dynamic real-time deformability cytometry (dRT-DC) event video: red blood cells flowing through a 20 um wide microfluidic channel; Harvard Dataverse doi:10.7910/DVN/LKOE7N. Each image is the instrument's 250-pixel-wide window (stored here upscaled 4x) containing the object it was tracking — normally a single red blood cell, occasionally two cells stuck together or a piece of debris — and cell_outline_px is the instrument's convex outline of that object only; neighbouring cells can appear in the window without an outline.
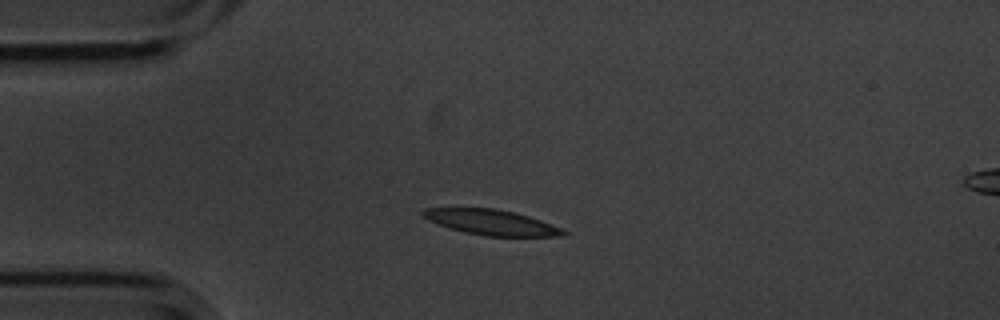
{"species": "common noctule bat (a hibernating species)", "species_latin": "Nyctalus noctula", "temperature_condition": "cold", "stored_images_in_passage": 44, "camera_frame_rate_fps": 3000, "um_per_image_px": 0.085, "animal": {"sex": "male", "body_mass_g": 20.1, "forearm_length_mm": 53.5}, "frame": {"image": 1, "passage_image": 1, "time_ms": 0.0, "image_size_px": [1000, 320], "cell_outline_px": [[568, 232], [564, 236], [484, 236], [464, 232], [428, 220], [420, 212], [424, 208], [496, 208], [528, 216], [540, 220], [560, 228]], "centroid_in_image_um": [41.76, 18.89], "position_along_channel_um": 43.2, "area_um2": 20.4}}
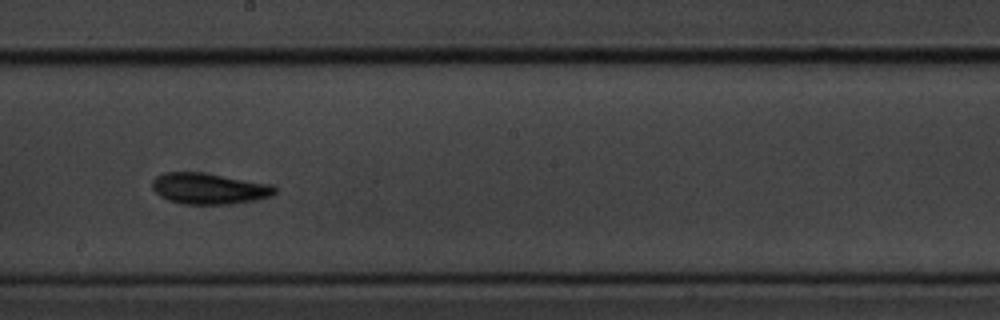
{"frame": {"image": 2, "passage_image": 19, "time_ms": 6.0, "image_size_px": [1000, 320], "cell_outline_px": [[276, 192], [272, 196], [256, 200], [232, 204], [180, 204], [168, 200], [160, 196], [152, 188], [152, 180], [156, 176], [164, 172], [200, 172], [276, 184]], "centroid_in_image_um": [17.8, 16.03], "position_along_channel_um": 230.4, "area_um2": 22.54}}
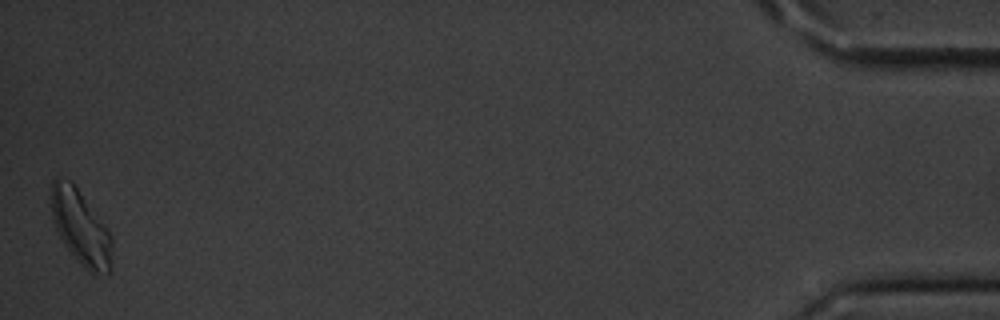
{"frame": {"image": 3, "passage_image": 44, "time_ms": 14.333, "image_size_px": [1000, 320], "cell_outline_px": [[112, 272], [96, 276], [88, 272], [68, 252], [52, 220], [52, 180], [56, 176], [60, 176], [72, 180], [108, 228], [112, 236]], "centroid_in_image_um": [6.89, 19.36], "position_along_channel_um": 428.3, "area_um2": 27.22}, "authors_computed_cell_mechanics": {"area_um2": 21.2415, "velocity_mm_per_s": 3.4574, "shape_relaxation_time_tau1_ms": 4.1103, "shape_relaxation_time_tau2_ms": 4.7183, "deformation_change_tau1": 0.1069, "deformation_change_tau2": 0.1264}}